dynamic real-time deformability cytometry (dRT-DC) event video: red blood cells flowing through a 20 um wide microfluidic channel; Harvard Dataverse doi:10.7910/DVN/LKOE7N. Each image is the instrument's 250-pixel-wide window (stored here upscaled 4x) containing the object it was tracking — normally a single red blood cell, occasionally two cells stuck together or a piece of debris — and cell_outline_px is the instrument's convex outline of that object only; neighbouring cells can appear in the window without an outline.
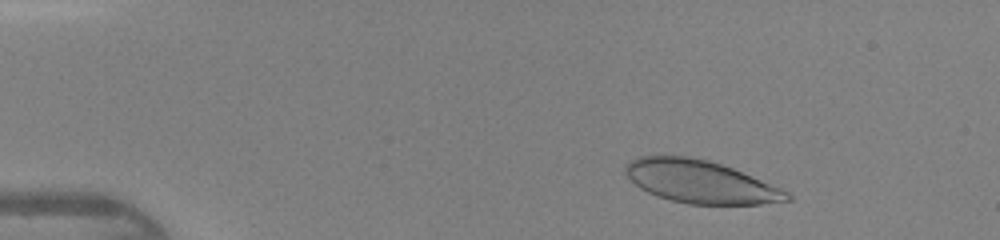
{"species": "human", "species_latin": "Homo sapiens", "temperature_condition": "warm", "stored_images_in_passage": 40, "camera_frame_rate_fps": 3000, "um_per_image_px": 0.085, "donor": {"sex": "female"}, "frame": {"image": 1, "passage_image": 4, "time_ms": 1.0, "image_size_px": [1000, 240], "cell_outline_px": [[792, 200], [760, 204], [688, 204], [656, 196], [640, 188], [624, 172], [624, 168], [632, 160], [640, 156], [688, 156], [708, 160], [732, 168], [780, 188], [788, 192], [792, 196]], "centroid_in_image_um": [59.53, 15.45], "position_along_channel_um": 25.5, "area_um2": 39.77}}
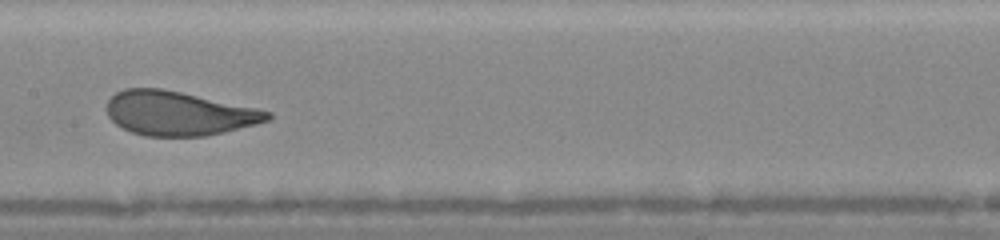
{"frame": {"image": 2, "passage_image": 21, "time_ms": 6.667, "image_size_px": [1000, 240], "cell_outline_px": [[272, 116], [268, 120], [256, 124], [224, 132], [204, 136], [144, 136], [132, 132], [116, 124], [108, 116], [108, 100], [116, 92], [124, 88], [160, 88], [180, 92], [256, 108], [272, 112]], "centroid_in_image_um": [15.17, 9.64], "position_along_channel_um": 192.2, "area_um2": 40.98}}
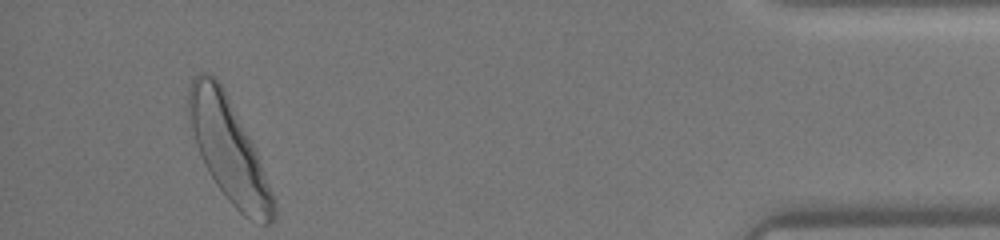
{"frame": {"image": 3, "passage_image": 40, "time_ms": 13.0, "image_size_px": [1000, 240], "cell_outline_px": [[276, 216], [272, 224], [264, 224], [244, 216], [228, 200], [216, 184], [196, 144], [188, 116], [188, 88], [192, 80], [200, 72], [208, 72], [216, 76], [224, 88], [260, 160], [276, 200]], "centroid_in_image_um": [19.46, 12.74], "position_along_channel_um": 415.7, "area_um2": 49.94}}